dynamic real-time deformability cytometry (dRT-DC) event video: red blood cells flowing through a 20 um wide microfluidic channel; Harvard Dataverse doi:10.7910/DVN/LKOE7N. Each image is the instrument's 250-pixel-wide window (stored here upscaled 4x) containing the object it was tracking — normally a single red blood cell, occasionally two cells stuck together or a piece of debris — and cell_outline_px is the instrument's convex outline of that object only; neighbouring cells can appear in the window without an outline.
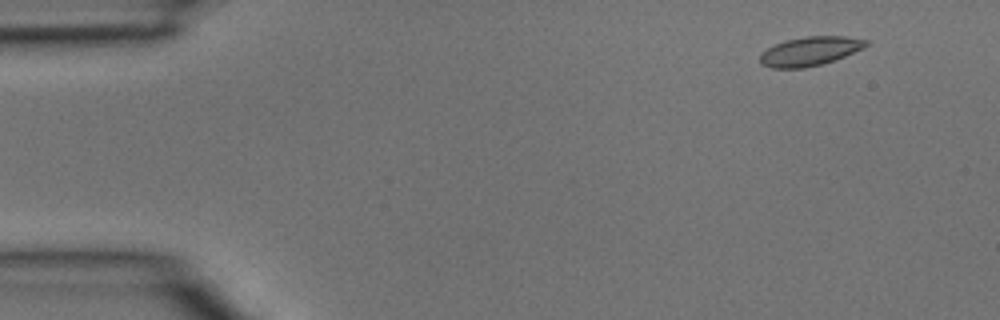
{"species": "common noctule bat (a hibernating species)", "species_latin": "Nyctalus noctula", "temperature_condition": "room temperature", "stored_images_in_passage": 4, "camera_frame_rate_fps": 3000, "um_per_image_px": 0.085, "animal": {"sex": "male", "body_mass_g": 15.6}, "frame": {"image": 1, "passage_image": 2, "time_ms": 0.333, "image_size_px": [1000, 320], "cell_outline_px": [[868, 44], [864, 48], [844, 56], [820, 64], [804, 68], [772, 68], [760, 64], [760, 56], [768, 48], [776, 44], [788, 40], [804, 36], [844, 36], [868, 40]], "centroid_in_image_um": [68.85, 4.35], "position_along_channel_um": 16.1, "area_um2": 17.63}}
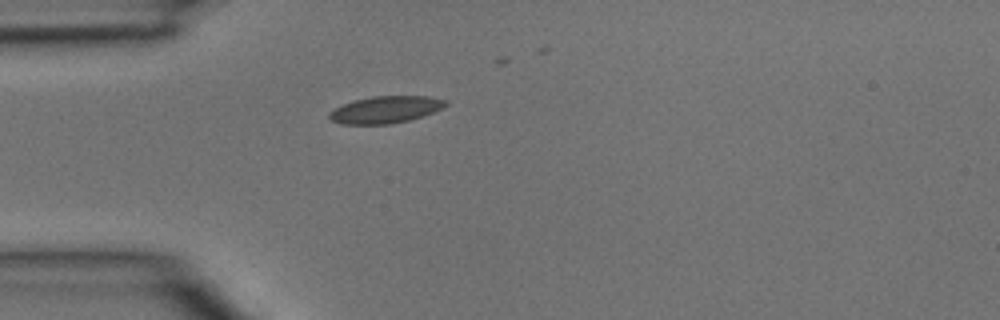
{"frame": {"image": 2, "passage_image": 4, "time_ms": 1.0, "image_size_px": [1000, 320], "cell_outline_px": [[448, 104], [432, 112], [408, 120], [388, 124], [340, 124], [332, 120], [328, 116], [328, 112], [344, 104], [356, 100], [372, 96], [428, 96], [448, 100]], "centroid_in_image_um": [32.75, 9.31], "position_along_channel_um": 52.2, "area_um2": 18.03}}